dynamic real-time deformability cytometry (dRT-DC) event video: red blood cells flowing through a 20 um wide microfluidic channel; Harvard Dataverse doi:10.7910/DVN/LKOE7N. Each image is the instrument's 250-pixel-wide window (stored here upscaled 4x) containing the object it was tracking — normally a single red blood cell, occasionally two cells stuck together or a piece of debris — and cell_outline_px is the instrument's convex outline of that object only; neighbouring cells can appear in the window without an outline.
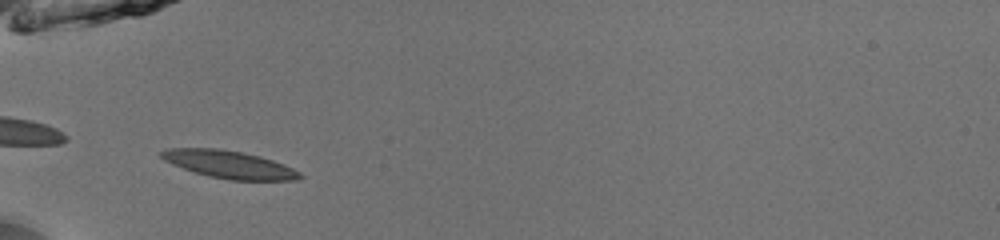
{"species": "common noctule bat (a hibernating species)", "species_latin": "Nyctalus noctula", "temperature_condition": "room temperature", "stored_images_in_passage": 33, "camera_frame_rate_fps": 3000, "um_per_image_px": 0.085, "animal": {"sex": "male", "body_mass_g": 13.0, "forearm_length_mm": 53.1}, "frame": {"image": 1, "passage_image": 19, "time_ms": 6.0, "image_size_px": [1000, 240], "cell_outline_px": [[304, 176], [296, 180], [228, 180], [208, 176], [172, 164], [164, 160], [160, 156], [160, 152], [168, 148], [220, 148], [244, 152], [260, 156], [284, 164], [300, 172]], "centroid_in_image_um": [19.49, 13.97], "position_along_channel_um": 65.5, "area_um2": 22.31}}
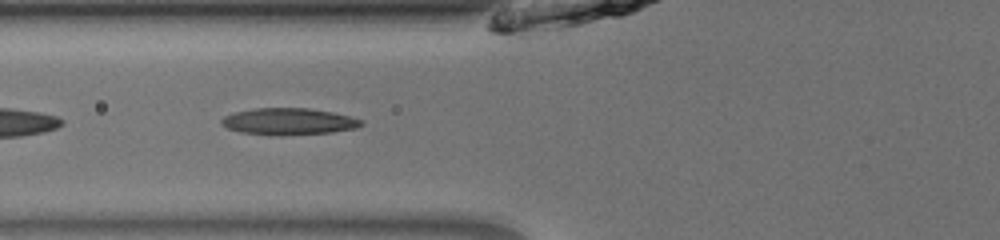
{"frame": {"image": 2, "passage_image": 22, "time_ms": 7.0, "image_size_px": [1000, 240], "cell_outline_px": [[364, 124], [356, 128], [332, 132], [280, 136], [240, 132], [228, 128], [220, 124], [220, 120], [224, 116], [236, 112], [256, 108], [308, 108], [332, 112], [352, 116], [364, 120]], "centroid_in_image_um": [24.57, 10.33], "position_along_channel_um": 101.2, "area_um2": 21.91}}
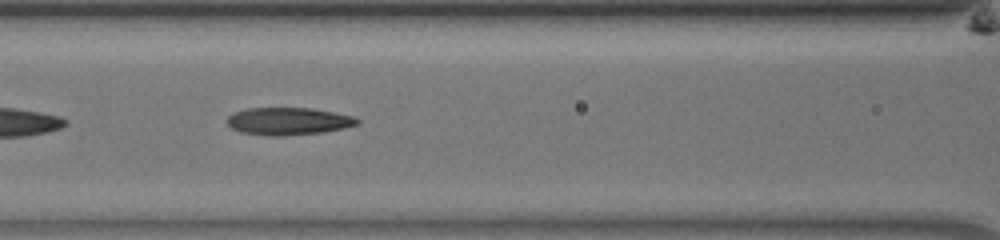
{"frame": {"image": 3, "passage_image": 25, "time_ms": 8.0, "image_size_px": [1000, 240], "cell_outline_px": [[360, 124], [344, 128], [320, 132], [284, 136], [268, 136], [240, 132], [232, 128], [228, 124], [228, 116], [236, 112], [248, 108], [312, 108], [352, 116], [360, 120]], "centroid_in_image_um": [24.52, 10.31], "position_along_channel_um": 142.1, "area_um2": 20.69}}